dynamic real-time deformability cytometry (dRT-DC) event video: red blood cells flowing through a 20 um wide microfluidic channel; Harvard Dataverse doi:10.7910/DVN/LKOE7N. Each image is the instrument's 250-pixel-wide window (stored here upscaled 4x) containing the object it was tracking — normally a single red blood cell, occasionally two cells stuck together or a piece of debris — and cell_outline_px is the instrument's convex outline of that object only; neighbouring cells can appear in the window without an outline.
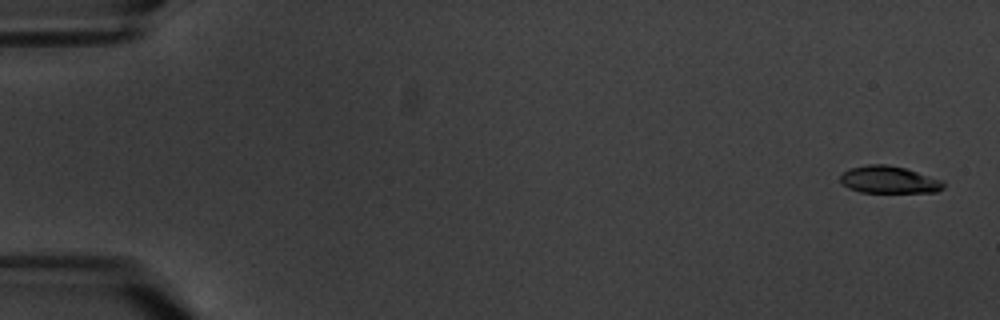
{"species": "common noctule bat (a hibernating species)", "species_latin": "Nyctalus noctula", "temperature_condition": "warm", "stored_images_in_passage": 7, "camera_frame_rate_fps": 3000, "um_per_image_px": 0.085, "animal": {"sex": "male", "body_mass_g": 20.1, "forearm_length_mm": 53.5}, "frame": {"image": 1, "passage_image": 1, "time_ms": 0.0, "image_size_px": [1000, 320], "cell_outline_px": [[944, 188], [936, 192], [860, 192], [848, 188], [840, 184], [840, 176], [848, 168], [868, 164], [888, 164], [904, 168], [944, 180]], "centroid_in_image_um": [75.54, 15.27], "position_along_channel_um": 9.5, "area_um2": 16.53}}